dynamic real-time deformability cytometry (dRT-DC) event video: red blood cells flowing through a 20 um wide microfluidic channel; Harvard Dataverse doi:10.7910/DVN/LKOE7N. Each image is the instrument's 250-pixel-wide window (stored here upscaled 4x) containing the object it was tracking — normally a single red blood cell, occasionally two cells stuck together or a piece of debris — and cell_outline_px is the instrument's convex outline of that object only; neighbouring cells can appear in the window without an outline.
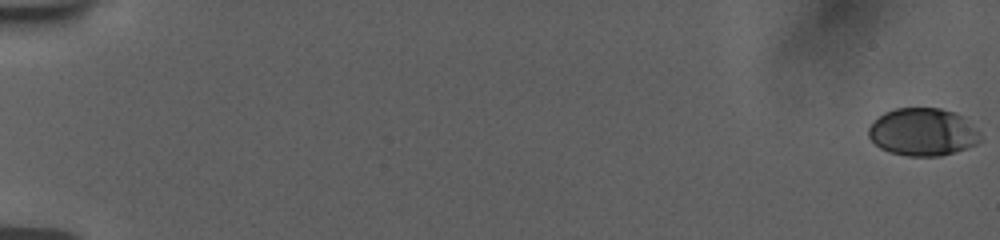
{"species": "human", "species_latin": "Homo sapiens", "temperature_condition": "room temperature", "stored_images_in_passage": 13, "camera_frame_rate_fps": 3000, "um_per_image_px": 0.085, "donor": {"sex": "female"}, "frame": {"image": 1, "passage_image": 1, "time_ms": 0.0, "image_size_px": [1000, 240], "cell_outline_px": [[984, 140], [968, 148], [940, 156], [908, 156], [892, 152], [880, 148], [868, 136], [868, 128], [884, 112], [896, 108], [940, 108], [956, 112], [964, 116], [980, 132]], "centroid_in_image_um": [78.5, 11.22], "position_along_channel_um": 6.5, "area_um2": 31.27}}